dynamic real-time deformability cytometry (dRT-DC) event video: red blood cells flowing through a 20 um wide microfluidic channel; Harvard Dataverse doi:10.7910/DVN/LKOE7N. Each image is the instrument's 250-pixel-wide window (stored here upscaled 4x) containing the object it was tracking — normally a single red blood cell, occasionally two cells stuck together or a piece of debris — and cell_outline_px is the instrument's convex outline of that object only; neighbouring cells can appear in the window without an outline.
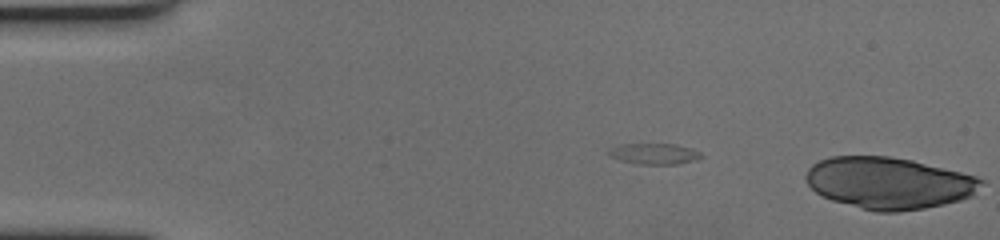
{"species": "human", "species_latin": "Homo sapiens", "temperature_condition": "cold", "stored_images_in_passage": 13, "camera_frame_rate_fps": 3000, "um_per_image_px": 0.085, "donor": {"sex": "female"}, "frame": {"image": 1, "passage_image": 13, "time_ms": 4.0, "image_size_px": [1000, 240], "cell_outline_px": [[984, 184], [972, 196], [960, 200], [944, 204], [924, 208], [900, 212], [876, 212], [860, 208], [832, 200], [816, 192], [808, 184], [804, 176], [808, 168], [812, 164], [820, 160], [832, 156], [888, 156], [912, 160], [976, 176], [984, 180]], "centroid_in_image_um": [75.55, 15.56], "position_along_channel_um": 9.4, "area_um2": 52.89}}